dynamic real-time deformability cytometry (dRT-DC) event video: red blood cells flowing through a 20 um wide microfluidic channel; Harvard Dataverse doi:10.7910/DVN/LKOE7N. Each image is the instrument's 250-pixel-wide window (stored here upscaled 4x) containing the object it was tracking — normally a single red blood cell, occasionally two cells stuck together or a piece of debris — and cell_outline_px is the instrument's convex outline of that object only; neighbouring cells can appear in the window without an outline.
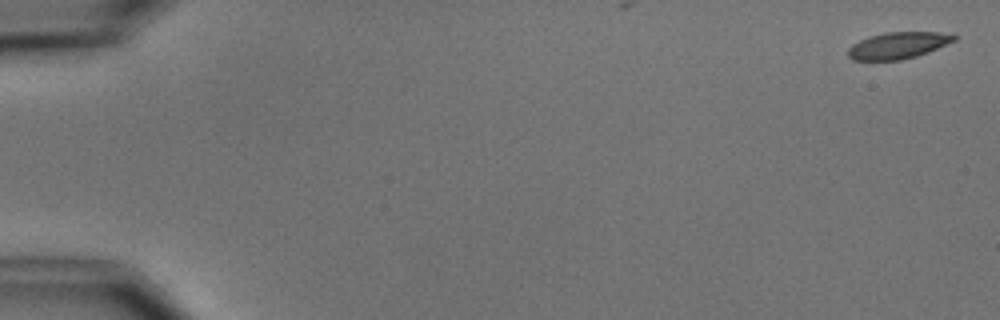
{"species": "common noctule bat (a hibernating species)", "species_latin": "Nyctalus noctula", "temperature_condition": "cold", "stored_images_in_passage": 6, "camera_frame_rate_fps": 3000, "um_per_image_px": 0.085, "animal": {"sex": "male", "body_mass_g": 15.6}, "frame": {"image": 1, "passage_image": 1, "time_ms": 0.0, "image_size_px": [1000, 320], "cell_outline_px": [[956, 40], [928, 52], [916, 56], [900, 60], [852, 60], [848, 56], [848, 48], [852, 44], [868, 36], [884, 32], [936, 32], [956, 36]], "centroid_in_image_um": [76.28, 3.86], "position_along_channel_um": 8.7, "area_um2": 16.36}}
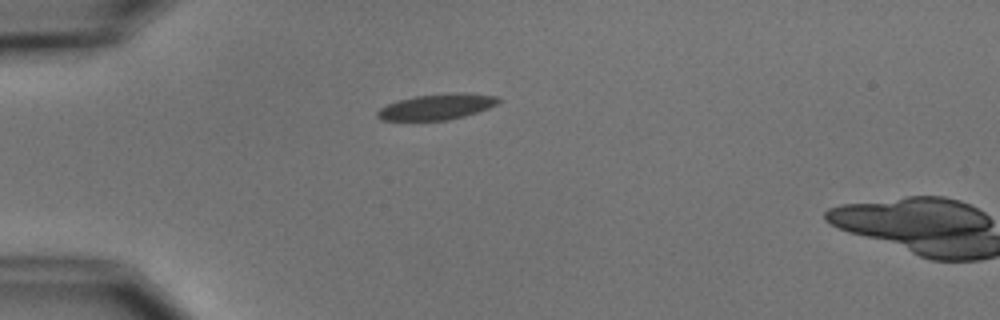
{"frame": {"image": 2, "passage_image": 5, "time_ms": 4.667, "image_size_px": [1000, 320], "cell_outline_px": [[500, 100], [496, 104], [488, 108], [464, 116], [448, 120], [380, 120], [376, 116], [376, 112], [380, 108], [396, 100], [416, 96], [452, 92], [464, 92], [500, 96]], "centroid_in_image_um": [37.13, 9.06], "position_along_channel_um": 47.9, "area_um2": 18.26}}